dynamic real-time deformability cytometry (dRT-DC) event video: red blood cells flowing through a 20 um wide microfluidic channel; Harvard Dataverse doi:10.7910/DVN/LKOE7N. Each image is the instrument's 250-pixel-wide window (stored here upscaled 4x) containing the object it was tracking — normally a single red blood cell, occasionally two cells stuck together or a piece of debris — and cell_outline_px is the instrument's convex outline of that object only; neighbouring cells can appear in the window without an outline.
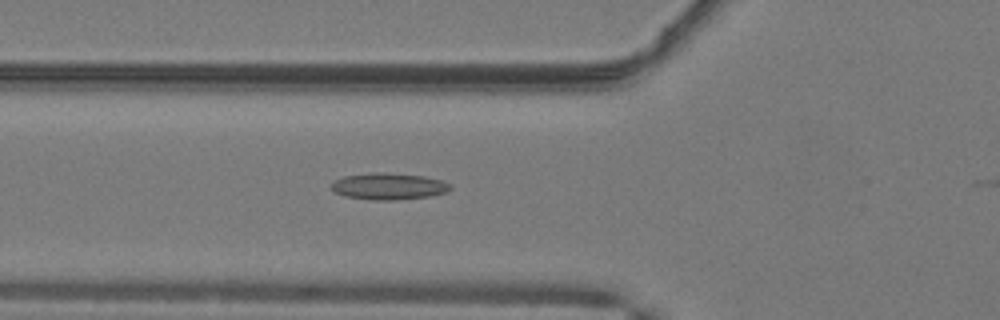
{"species": "common noctule bat (a hibernating species)", "species_latin": "Nyctalus noctula", "temperature_condition": "warm", "stored_images_in_passage": 7, "camera_frame_rate_fps": 3000, "um_per_image_px": 0.085, "animal": {"sex": "male", "body_mass_g": 19.2, "forearm_length_mm": 51.8}, "frame": {"image": 1, "passage_image": 7, "time_ms": 2.0, "image_size_px": [1000, 320], "cell_outline_px": [[452, 188], [444, 192], [432, 196], [396, 200], [372, 200], [344, 196], [332, 192], [332, 184], [336, 180], [344, 176], [384, 172], [424, 176], [440, 180], [448, 184]], "centroid_in_image_um": [33.02, 15.85], "position_along_channel_um": 92.8, "area_um2": 18.26}}